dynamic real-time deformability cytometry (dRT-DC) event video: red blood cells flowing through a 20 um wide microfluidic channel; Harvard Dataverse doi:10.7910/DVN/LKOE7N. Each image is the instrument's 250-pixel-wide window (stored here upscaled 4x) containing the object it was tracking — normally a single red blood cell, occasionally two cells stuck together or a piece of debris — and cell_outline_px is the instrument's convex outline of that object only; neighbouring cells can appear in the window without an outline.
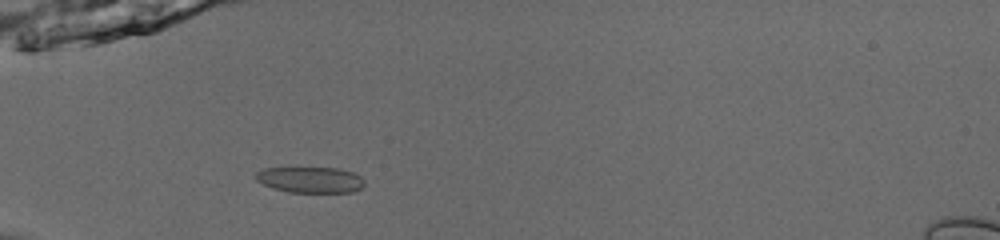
{"species": "common noctule bat (a hibernating species)", "species_latin": "Nyctalus noctula", "temperature_condition": "room temperature", "stored_images_in_passage": 32, "camera_frame_rate_fps": 3000, "um_per_image_px": 0.085, "animal": {"sex": "male", "body_mass_g": 13.0, "forearm_length_mm": 53.1}, "frame": {"image": 1, "passage_image": 2, "time_ms": 0.333, "image_size_px": [1000, 240], "cell_outline_px": [[364, 184], [360, 188], [352, 192], [288, 192], [272, 188], [256, 180], [256, 172], [264, 168], [336, 168], [352, 172], [360, 176], [364, 180]], "centroid_in_image_um": [26.37, 15.28], "position_along_channel_um": 58.6, "area_um2": 16.3}}
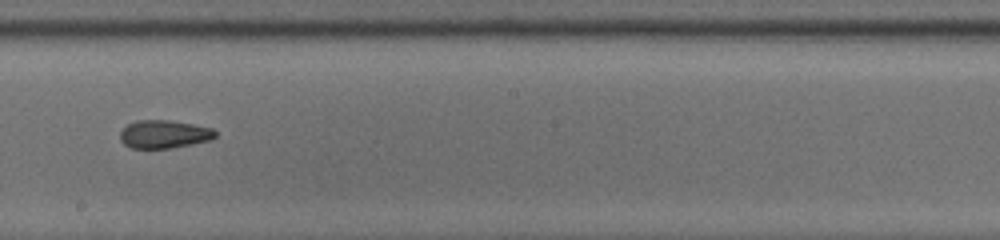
{"frame": {"image": 2, "passage_image": 16, "time_ms": 5.0, "image_size_px": [1000, 240], "cell_outline_px": [[216, 136], [212, 140], [172, 148], [132, 148], [124, 144], [120, 140], [120, 132], [128, 124], [136, 120], [168, 120], [192, 124], [212, 128], [216, 132]], "centroid_in_image_um": [13.95, 11.41], "position_along_channel_um": 234.2, "area_um2": 15.61}}
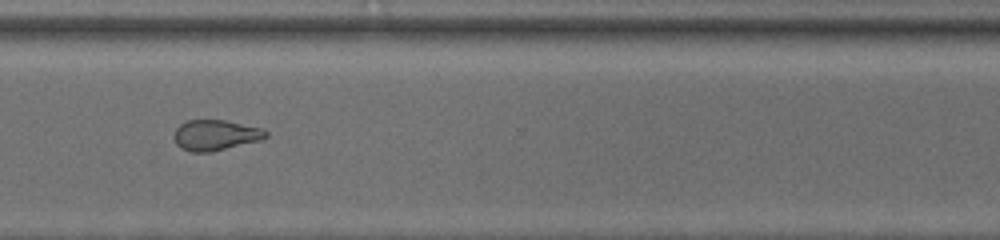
{"frame": {"image": 3, "passage_image": 25, "time_ms": 8.0, "image_size_px": [1000, 240], "cell_outline_px": [[268, 136], [264, 140], [212, 152], [192, 152], [180, 148], [176, 144], [172, 136], [176, 128], [180, 124], [188, 120], [224, 120], [264, 128], [268, 132]], "centroid_in_image_um": [18.34, 11.49], "position_along_channel_um": 352.3, "area_um2": 16.76}, "authors_computed_cell_mechanics": {"area_um2": 16.7331, "velocity_mm_per_s": 3.9433, "shape_relaxation_time_tau1_ms": null, "shape_relaxation_time_tau2_ms": 2.67, "deformation_change_tau1": null, "deformation_change_tau2": 0.089}}